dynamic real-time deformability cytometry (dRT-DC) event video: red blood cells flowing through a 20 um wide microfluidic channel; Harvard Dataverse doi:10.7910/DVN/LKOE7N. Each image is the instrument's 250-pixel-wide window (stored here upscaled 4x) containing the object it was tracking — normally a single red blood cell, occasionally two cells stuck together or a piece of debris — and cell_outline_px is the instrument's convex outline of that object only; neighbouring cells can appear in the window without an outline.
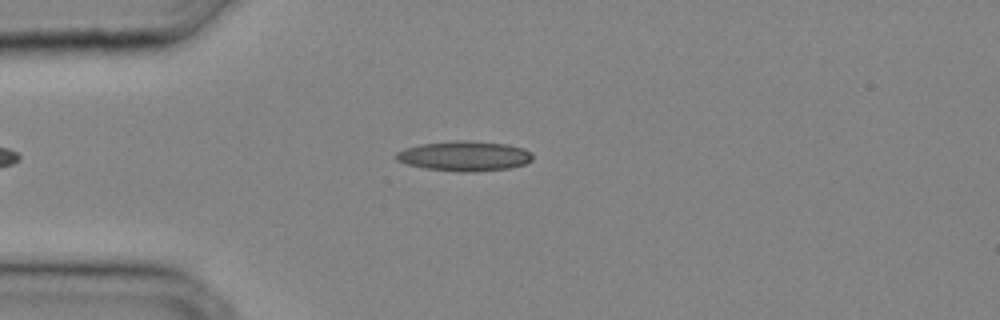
{"species": "common noctule bat (a hibernating species)", "species_latin": "Nyctalus noctula", "temperature_condition": "cold", "stored_images_in_passage": 29, "camera_frame_rate_fps": 3000, "um_per_image_px": 0.085, "animal": {"sex": "male", "body_mass_g": 20.4}, "frame": {"image": 1, "passage_image": 5, "time_ms": 1.333, "image_size_px": [1000, 320], "cell_outline_px": [[532, 160], [524, 164], [508, 168], [464, 172], [424, 168], [408, 164], [396, 160], [396, 152], [404, 148], [420, 144], [456, 140], [468, 140], [508, 144], [524, 148], [532, 152]], "centroid_in_image_um": [39.48, 13.24], "position_along_channel_um": 45.5, "area_um2": 23.76}}
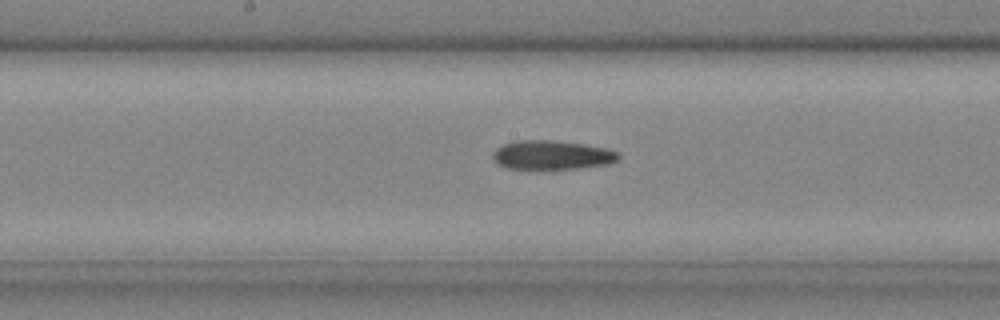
{"frame": {"image": 2, "passage_image": 14, "time_ms": 4.333, "image_size_px": [1000, 320], "cell_outline_px": [[620, 156], [616, 160], [608, 164], [580, 168], [508, 168], [500, 164], [492, 156], [492, 152], [496, 148], [504, 144], [516, 140], [552, 140], [584, 144], [608, 148], [620, 152]], "centroid_in_image_um": [46.95, 13.15], "position_along_channel_um": 201.2, "area_um2": 21.1}}
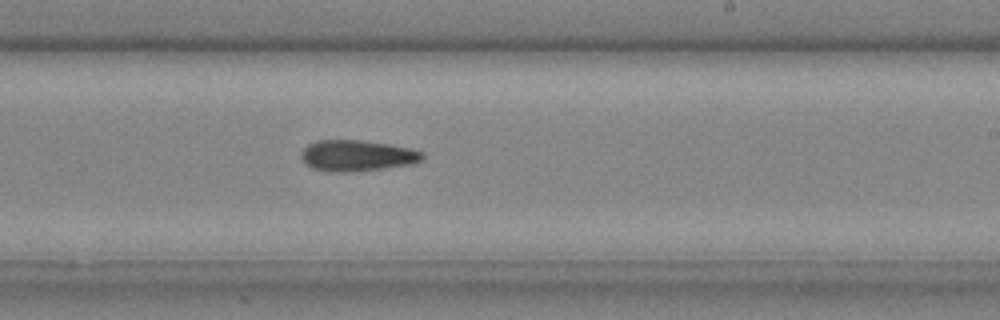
{"frame": {"image": 3, "passage_image": 17, "time_ms": 5.333, "image_size_px": [1000, 320], "cell_outline_px": [[424, 156], [420, 160], [412, 164], [380, 168], [344, 172], [328, 172], [312, 168], [300, 156], [300, 152], [308, 144], [320, 140], [360, 140], [388, 144], [408, 148], [424, 152]], "centroid_in_image_um": [30.32, 13.22], "position_along_channel_um": 258.7, "area_um2": 21.62}}